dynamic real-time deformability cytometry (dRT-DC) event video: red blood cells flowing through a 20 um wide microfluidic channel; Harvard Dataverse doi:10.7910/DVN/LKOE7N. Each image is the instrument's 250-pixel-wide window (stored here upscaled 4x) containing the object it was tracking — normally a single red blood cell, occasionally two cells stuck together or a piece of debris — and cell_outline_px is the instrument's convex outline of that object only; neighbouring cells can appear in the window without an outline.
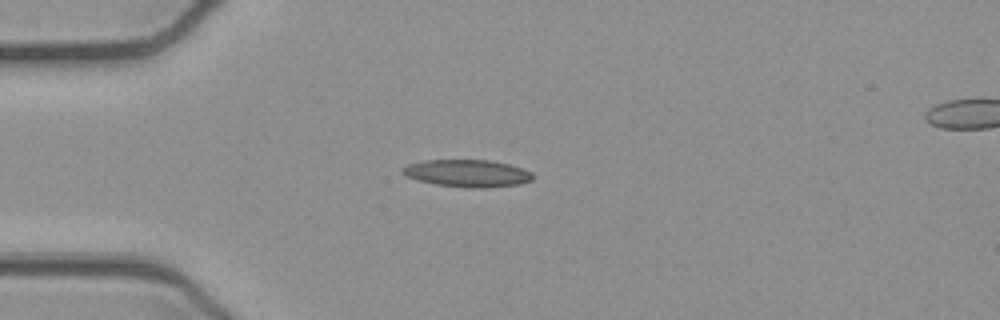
{"species": "common noctule bat (a hibernating species)", "species_latin": "Nyctalus noctula", "temperature_condition": "cold", "stored_images_in_passage": 44, "camera_frame_rate_fps": 3000, "um_per_image_px": 0.085, "animal": {"sex": "female", "body_mass_g": 21.9}, "frame": {"image": 1, "passage_image": 12, "time_ms": 3.667, "image_size_px": [1000, 320], "cell_outline_px": [[532, 180], [520, 184], [484, 188], [468, 188], [436, 184], [416, 180], [404, 176], [400, 172], [400, 168], [408, 164], [424, 160], [492, 160], [508, 164], [532, 172]], "centroid_in_image_um": [39.67, 14.73], "position_along_channel_um": 45.3, "area_um2": 20.87}}
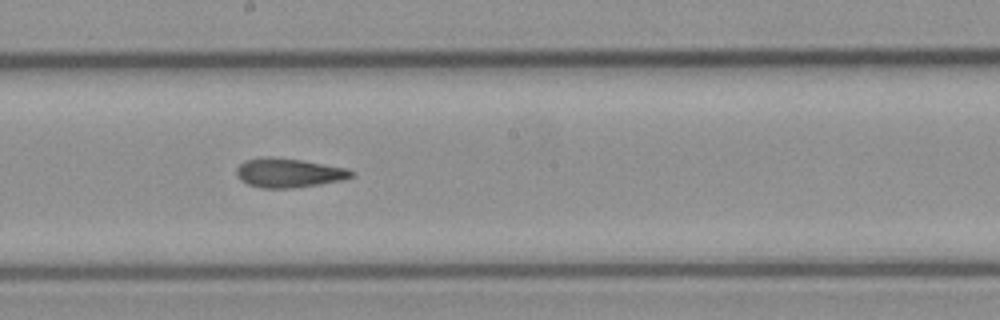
{"frame": {"image": 2, "passage_image": 27, "time_ms": 8.667, "image_size_px": [1000, 320], "cell_outline_px": [[352, 176], [340, 180], [320, 184], [292, 188], [260, 188], [248, 184], [240, 180], [236, 172], [236, 168], [244, 160], [268, 156], [300, 160], [348, 168], [352, 172]], "centroid_in_image_um": [24.48, 14.69], "position_along_channel_um": 223.7, "area_um2": 19.36}}
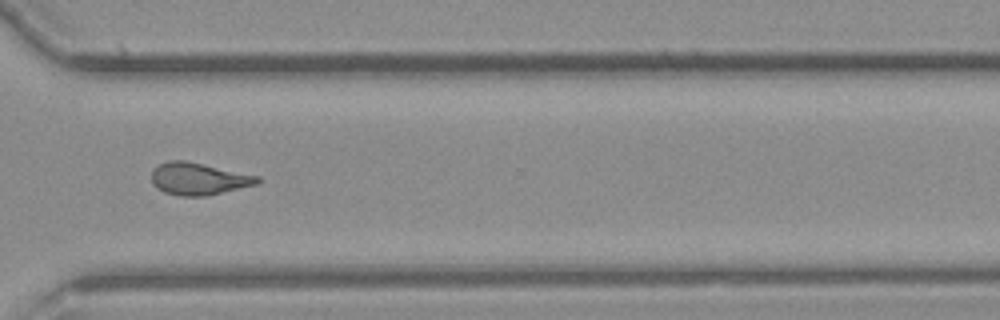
{"frame": {"image": 3, "passage_image": 37, "time_ms": 12.0, "image_size_px": [1000, 320], "cell_outline_px": [[260, 180], [256, 184], [208, 196], [180, 196], [164, 192], [156, 188], [152, 184], [152, 168], [168, 160], [184, 160], [260, 176]], "centroid_in_image_um": [16.84, 15.2], "position_along_channel_um": 353.8, "area_um2": 19.88}, "authors_computed_cell_mechanics": {"area_um2": 19.4786, "velocity_mm_per_s": 3.9155, "shape_relaxation_time_tau1_ms": null, "shape_relaxation_time_tau2_ms": 1.9659, "deformation_change_tau1": null, "deformation_change_tau2": 0.1007}}